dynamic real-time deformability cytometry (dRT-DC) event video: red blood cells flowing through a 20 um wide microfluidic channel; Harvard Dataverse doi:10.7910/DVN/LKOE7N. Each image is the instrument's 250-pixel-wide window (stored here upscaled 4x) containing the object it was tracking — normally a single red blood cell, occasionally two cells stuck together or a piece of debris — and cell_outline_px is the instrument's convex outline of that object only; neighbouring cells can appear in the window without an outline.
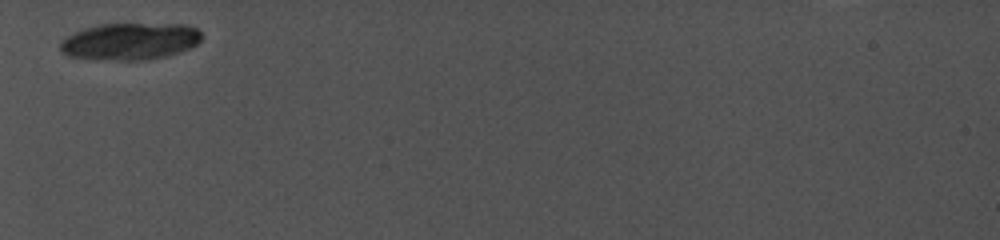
{"species": "common noctule bat (a hibernating species)", "species_latin": "Nyctalus noctula", "temperature_condition": "cold", "stored_images_in_passage": 1, "camera_frame_rate_fps": 5000, "um_per_image_px": 0.085, "animal": {"sex": "female", "body_mass_g": 19.0, "forearm_length_mm": 56.7}, "frame": {"image": 1, "passage_image": 1, "time_ms": 0.0, "image_size_px": [1000, 240], "cell_outline_px": [[204, 36], [196, 44], [188, 48], [164, 56], [144, 60], [92, 60], [68, 56], [60, 52], [60, 44], [72, 32], [84, 28], [100, 24], [188, 24], [196, 28]], "centroid_in_image_um": [11.01, 3.51], "position_along_channel_um": 74.0, "area_um2": 30.58}}